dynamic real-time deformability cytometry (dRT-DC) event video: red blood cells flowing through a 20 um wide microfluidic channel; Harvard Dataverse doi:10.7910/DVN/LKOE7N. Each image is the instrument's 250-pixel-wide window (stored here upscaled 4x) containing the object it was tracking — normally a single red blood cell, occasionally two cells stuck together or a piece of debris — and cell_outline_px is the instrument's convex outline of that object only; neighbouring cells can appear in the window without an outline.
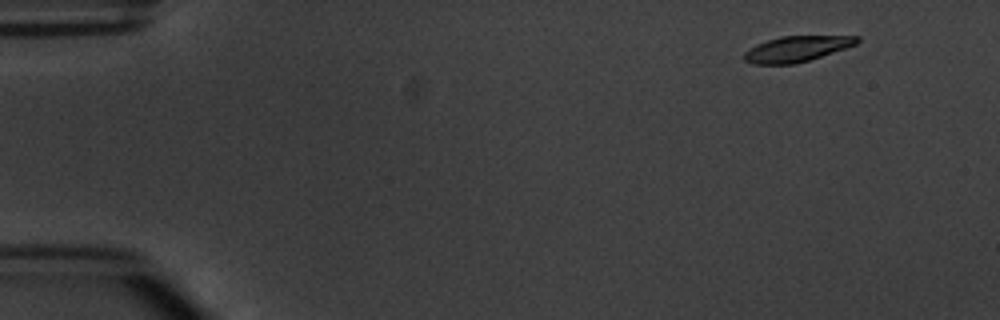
{"species": "common noctule bat (a hibernating species)", "species_latin": "Nyctalus noctula", "temperature_condition": "warm", "stored_images_in_passage": 5, "camera_frame_rate_fps": 3000, "um_per_image_px": 0.085, "animal": {"sex": "male", "body_mass_g": 20.1, "forearm_length_mm": 53.5}, "frame": {"image": 1, "passage_image": 2, "time_ms": 1.0, "image_size_px": [1000, 320], "cell_outline_px": [[860, 40], [856, 44], [808, 60], [792, 64], [752, 64], [744, 60], [744, 52], [756, 44], [780, 36], [860, 36]], "centroid_in_image_um": [67.68, 4.15], "position_along_channel_um": 17.3, "area_um2": 16.59}}
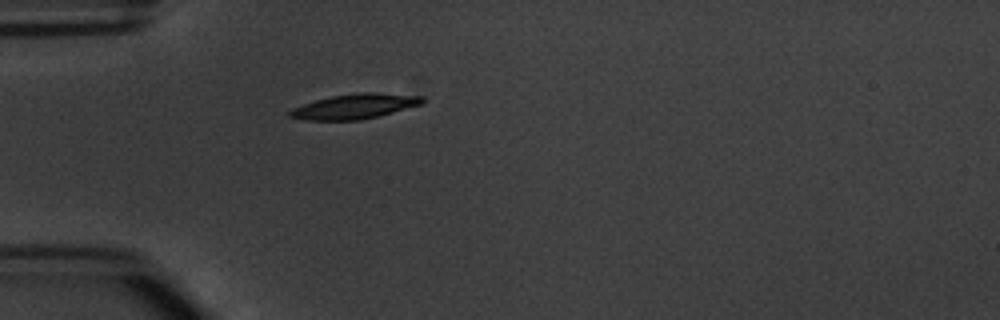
{"frame": {"image": 2, "passage_image": 5, "time_ms": 4.667, "image_size_px": [1000, 320], "cell_outline_px": [[424, 100], [420, 104], [392, 112], [360, 120], [308, 120], [288, 116], [288, 112], [292, 108], [316, 100], [332, 96], [356, 92], [372, 92], [424, 96]], "centroid_in_image_um": [30.13, 9.03], "position_along_channel_um": 54.9, "area_um2": 18.96}}